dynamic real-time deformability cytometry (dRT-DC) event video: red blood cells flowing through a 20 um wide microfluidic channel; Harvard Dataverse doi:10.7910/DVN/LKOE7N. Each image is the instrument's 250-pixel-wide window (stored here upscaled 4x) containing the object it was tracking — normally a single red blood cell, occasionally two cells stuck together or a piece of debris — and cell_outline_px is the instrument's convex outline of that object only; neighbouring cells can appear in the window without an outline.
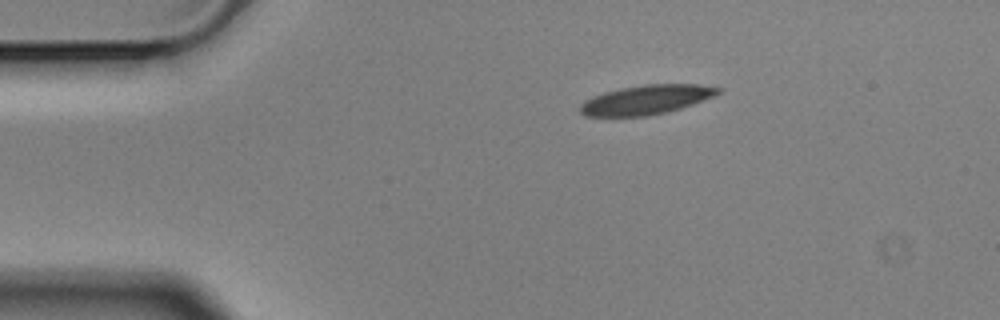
{"species": "Egyptian fruit bat (a non-hibernating species)", "species_latin": "Rousettus aegyptiacus", "temperature_condition": "cold", "stored_images_in_passage": 4, "camera_frame_rate_fps": 3000, "um_per_image_px": 0.085, "animal": {"sex": "male"}, "frame": {"image": 1, "passage_image": 1, "time_ms": 0.0, "image_size_px": [1000, 320], "cell_outline_px": [[724, 88], [720, 92], [712, 96], [692, 104], [668, 112], [648, 116], [584, 116], [580, 112], [580, 104], [584, 100], [604, 92], [620, 88], [644, 84], [700, 84]], "centroid_in_image_um": [54.92, 8.47], "position_along_channel_um": 30.1, "area_um2": 23.58}}
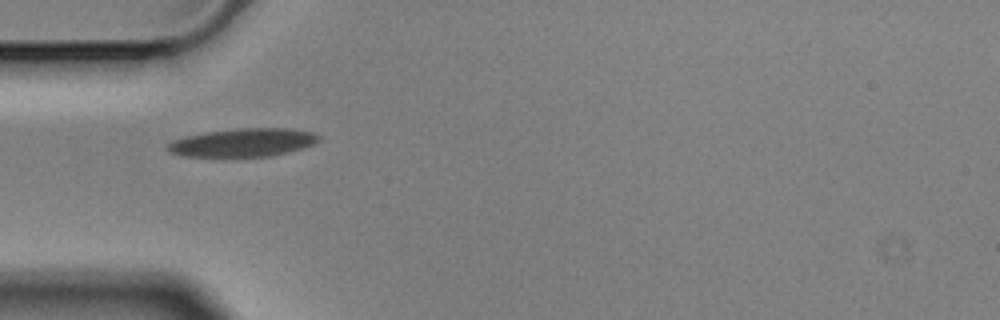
{"frame": {"image": 2, "passage_image": 3, "time_ms": 0.667, "image_size_px": [1000, 320], "cell_outline_px": [[320, 140], [304, 148], [272, 156], [180, 156], [168, 152], [164, 148], [172, 140], [184, 136], [204, 132], [240, 128], [292, 128], [312, 132], [320, 136]], "centroid_in_image_um": [20.62, 12.11], "position_along_channel_um": 64.4, "area_um2": 25.09}}
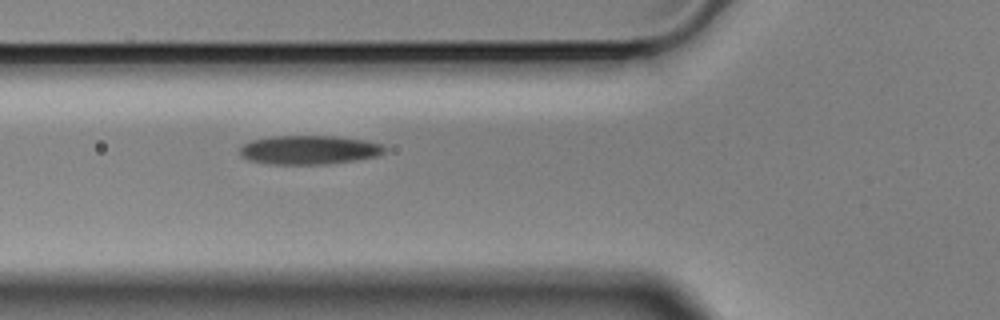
{"frame": {"image": 3, "passage_image": 4, "time_ms": 1.0, "image_size_px": [1000, 320], "cell_outline_px": [[388, 148], [380, 156], [328, 164], [268, 164], [248, 160], [240, 156], [240, 148], [244, 144], [252, 140], [272, 136], [336, 136], [364, 140], [384, 144]], "centroid_in_image_um": [26.31, 12.74], "position_along_channel_um": 99.5, "area_um2": 24.62}}